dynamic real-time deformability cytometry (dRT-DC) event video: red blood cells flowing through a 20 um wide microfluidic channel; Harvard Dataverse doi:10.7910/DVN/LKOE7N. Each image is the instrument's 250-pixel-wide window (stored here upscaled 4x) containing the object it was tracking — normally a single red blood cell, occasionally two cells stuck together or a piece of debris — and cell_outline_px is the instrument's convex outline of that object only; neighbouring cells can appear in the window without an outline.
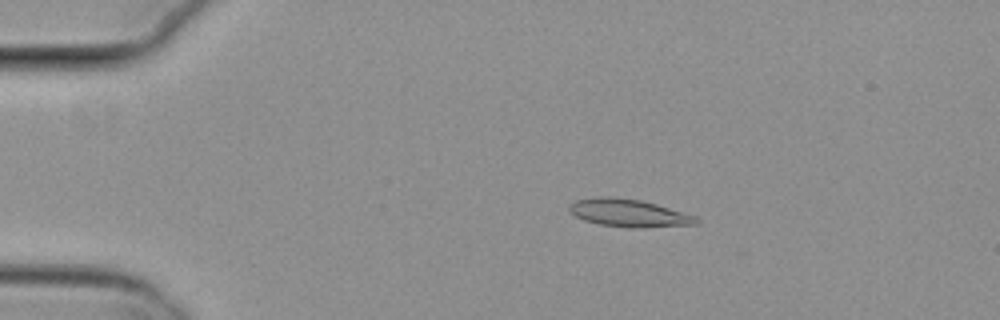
{"species": "common noctule bat (a hibernating species)", "species_latin": "Nyctalus noctula", "temperature_condition": "cold", "stored_images_in_passage": 6, "camera_frame_rate_fps": 3000, "um_per_image_px": 0.085, "animal": {"sex": "female", "body_mass_g": 29.2, "forearm_length_mm": 56.3}, "frame": {"image": 1, "passage_image": 3, "time_ms": 0.667, "image_size_px": [1000, 320], "cell_outline_px": [[700, 224], [640, 228], [628, 228], [600, 224], [584, 220], [576, 216], [568, 208], [568, 204], [576, 200], [600, 196], [608, 196], [640, 200], [656, 204], [696, 216], [700, 220]], "centroid_in_image_um": [53.47, 18.11], "position_along_channel_um": 31.5, "area_um2": 20.52}}
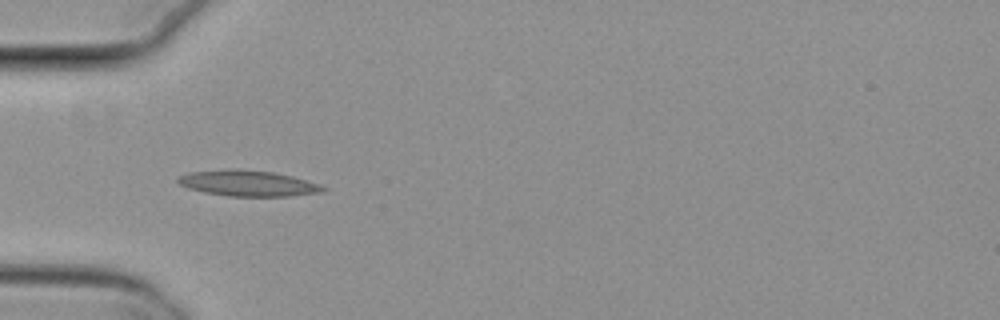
{"frame": {"image": 2, "passage_image": 5, "time_ms": 1.333, "image_size_px": [1000, 320], "cell_outline_px": [[328, 188], [324, 192], [288, 196], [228, 196], [204, 192], [188, 188], [180, 184], [176, 180], [176, 176], [188, 172], [272, 172], [292, 176], [320, 184]], "centroid_in_image_um": [21.14, 15.63], "position_along_channel_um": 63.9, "area_um2": 20.75}}
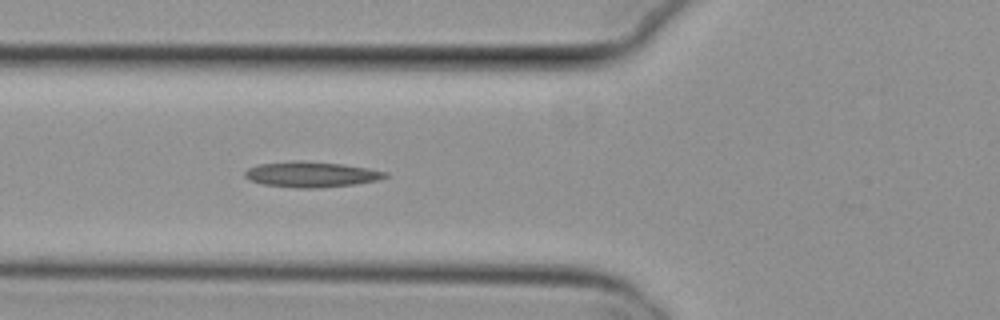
{"frame": {"image": 3, "passage_image": 6, "time_ms": 1.667, "image_size_px": [1000, 320], "cell_outline_px": [[388, 176], [376, 180], [356, 184], [320, 188], [296, 188], [264, 184], [248, 180], [244, 176], [244, 172], [248, 168], [256, 164], [292, 160], [304, 160], [340, 164], [368, 168], [388, 172]], "centroid_in_image_um": [26.41, 14.81], "position_along_channel_um": 99.4, "area_um2": 21.1}}